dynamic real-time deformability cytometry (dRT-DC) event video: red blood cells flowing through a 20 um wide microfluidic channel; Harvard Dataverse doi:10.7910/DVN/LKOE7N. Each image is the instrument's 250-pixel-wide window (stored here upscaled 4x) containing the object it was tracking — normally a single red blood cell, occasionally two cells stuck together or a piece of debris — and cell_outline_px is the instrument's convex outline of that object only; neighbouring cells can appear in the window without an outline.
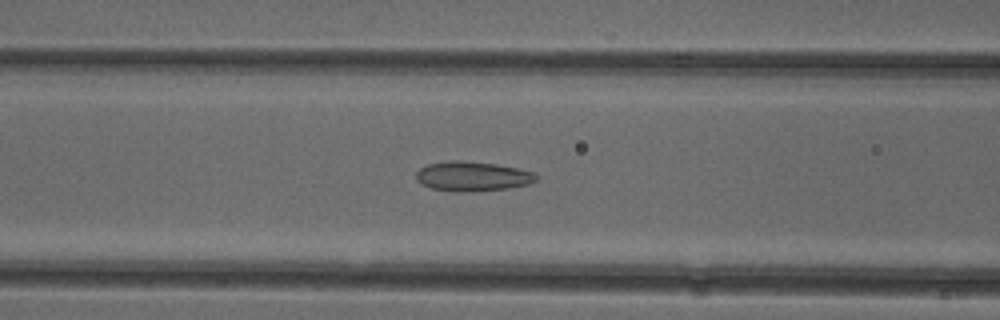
{"species": "common noctule bat (a hibernating species)", "species_latin": "Nyctalus noctula", "temperature_condition": "cold", "stored_images_in_passage": 52, "camera_frame_rate_fps": 3000, "um_per_image_px": 0.085, "animal": {"sex": "female"}, "frame": {"image": 1, "passage_image": 21, "time_ms": 6.667, "image_size_px": [1000, 320], "cell_outline_px": [[540, 176], [536, 180], [528, 184], [508, 188], [472, 192], [452, 192], [432, 188], [420, 184], [416, 180], [416, 172], [420, 168], [428, 164], [452, 160], [460, 160], [496, 164], [536, 172]], "centroid_in_image_um": [40.16, 14.99], "position_along_channel_um": 126.4, "area_um2": 20.98}}
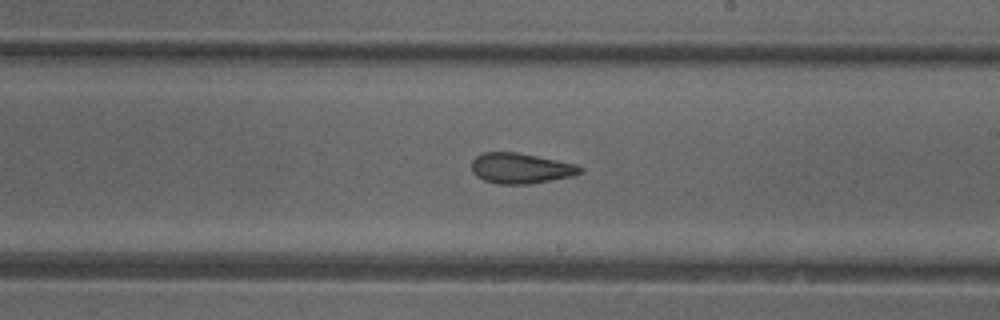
{"frame": {"image": 2, "passage_image": 30, "time_ms": 9.667, "image_size_px": [1000, 320], "cell_outline_px": [[584, 172], [572, 176], [528, 184], [500, 184], [484, 180], [476, 176], [472, 172], [472, 160], [480, 152], [516, 152], [576, 164], [584, 168]], "centroid_in_image_um": [44.25, 14.3], "position_along_channel_um": 244.7, "area_um2": 19.25}}
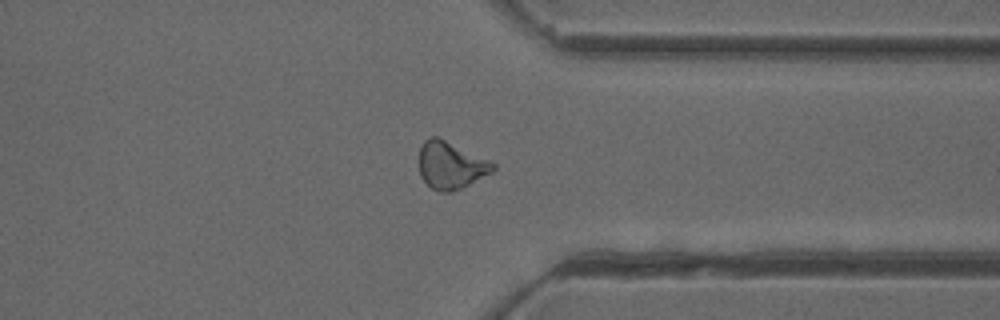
{"frame": {"image": 3, "passage_image": 40, "time_ms": 13.0, "image_size_px": [1000, 320], "cell_outline_px": [[496, 168], [492, 172], [452, 192], [440, 192], [432, 188], [420, 176], [420, 148], [424, 140], [432, 136], [436, 136], [488, 160], [496, 164]], "centroid_in_image_um": [38.3, 14.05], "position_along_channel_um": 373.1, "area_um2": 19.88}, "authors_computed_cell_mechanics": {"area_um2": 20.8947, "velocity_mm_per_s": 3.9518, "shape_relaxation_time_tau1_ms": null, "shape_relaxation_time_tau2_ms": 3.1427, "deformation_change_tau1": null, "deformation_change_tau2": 0.1014}}